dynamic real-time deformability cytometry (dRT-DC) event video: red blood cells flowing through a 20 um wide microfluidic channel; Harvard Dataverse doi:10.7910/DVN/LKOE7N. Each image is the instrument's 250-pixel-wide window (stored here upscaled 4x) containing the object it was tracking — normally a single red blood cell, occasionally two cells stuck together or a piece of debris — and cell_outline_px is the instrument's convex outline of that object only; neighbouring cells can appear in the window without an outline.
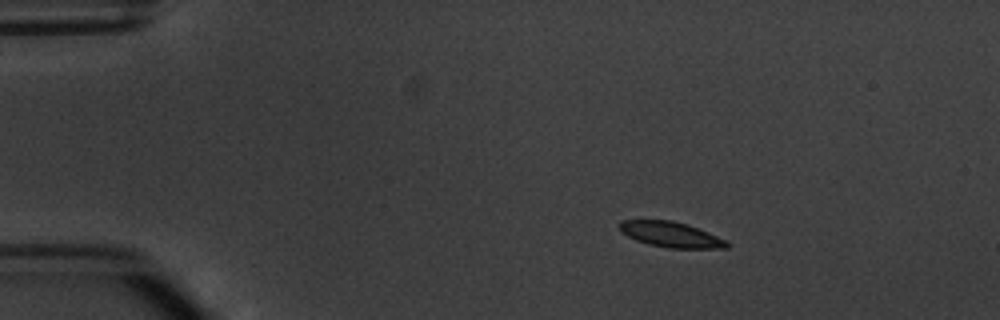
{"species": "common noctule bat (a hibernating species)", "species_latin": "Nyctalus noctula", "temperature_condition": "warm", "stored_images_in_passage": 5, "camera_frame_rate_fps": 3000, "um_per_image_px": 0.085, "animal": {"sex": "male", "body_mass_g": 20.1, "forearm_length_mm": 53.5}, "frame": {"image": 1, "passage_image": 2, "time_ms": 1.0, "image_size_px": [1000, 320], "cell_outline_px": [[728, 248], [668, 248], [648, 244], [636, 240], [628, 236], [620, 228], [620, 220], [672, 220], [688, 224], [728, 240]], "centroid_in_image_um": [57.07, 19.93], "position_along_channel_um": 27.9, "area_um2": 15.84}}
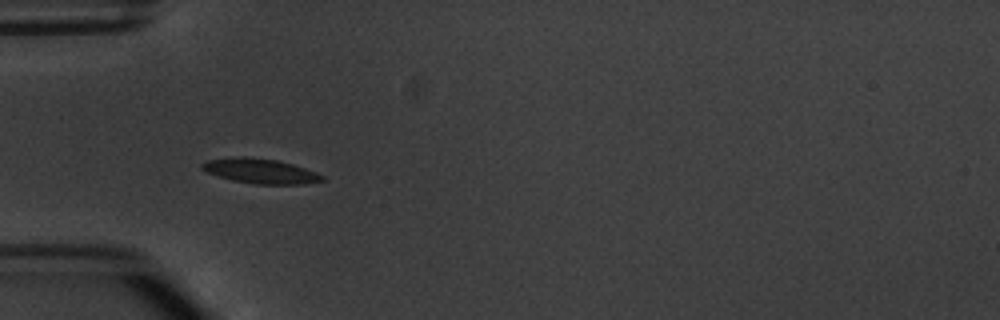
{"frame": {"image": 2, "passage_image": 4, "time_ms": 3.667, "image_size_px": [1000, 320], "cell_outline_px": [[324, 180], [304, 184], [256, 184], [232, 180], [208, 172], [200, 168], [200, 164], [208, 160], [236, 156], [244, 156], [276, 160], [292, 164], [316, 172], [324, 176]], "centroid_in_image_um": [22.12, 14.53], "position_along_channel_um": 62.9, "area_um2": 17.22}}